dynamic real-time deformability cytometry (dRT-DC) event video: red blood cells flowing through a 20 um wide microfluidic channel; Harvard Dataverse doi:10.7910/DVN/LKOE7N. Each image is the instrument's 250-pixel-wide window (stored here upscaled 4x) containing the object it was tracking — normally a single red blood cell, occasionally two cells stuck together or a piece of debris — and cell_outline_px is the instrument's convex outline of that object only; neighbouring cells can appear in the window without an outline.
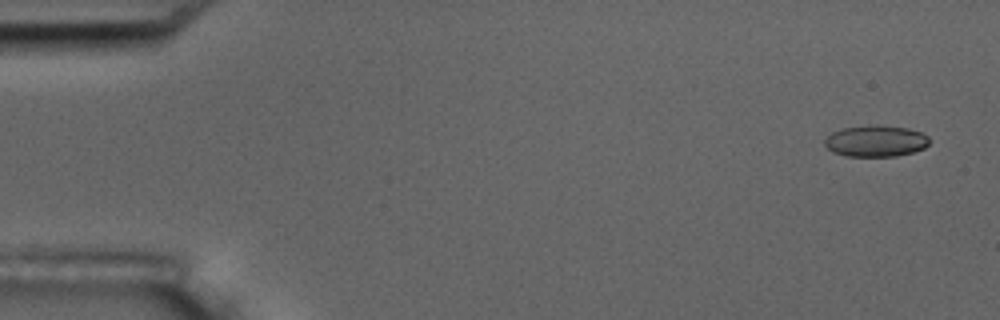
{"species": "common noctule bat (a hibernating species)", "species_latin": "Nyctalus noctula", "temperature_condition": "room temperature", "stored_images_in_passage": 5, "camera_frame_rate_fps": 3000, "um_per_image_px": 0.085, "animal": {"sex": "male", "body_mass_g": 17.5, "forearm_length_mm": 52.3}, "frame": {"image": 1, "passage_image": 1, "time_ms": 0.0, "image_size_px": [1000, 320], "cell_outline_px": [[928, 144], [924, 148], [912, 152], [896, 156], [844, 156], [832, 152], [824, 144], [824, 140], [832, 132], [844, 128], [872, 124], [876, 124], [908, 128], [920, 132], [928, 136]], "centroid_in_image_um": [74.42, 11.98], "position_along_channel_um": 10.6, "area_um2": 19.19}}
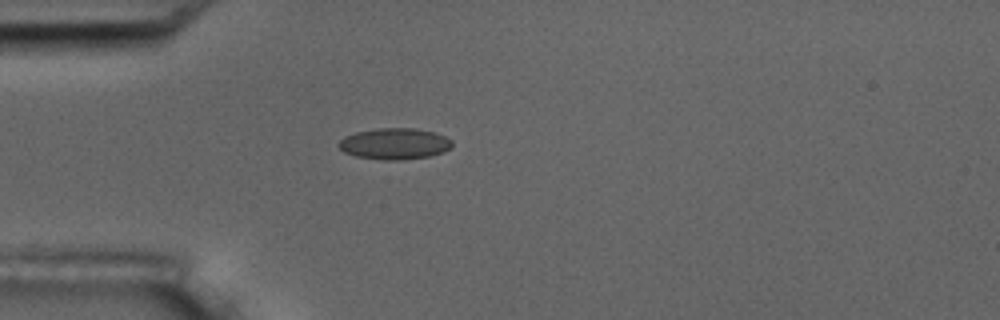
{"frame": {"image": 2, "passage_image": 5, "time_ms": 4.333, "image_size_px": [1000, 320], "cell_outline_px": [[452, 148], [444, 152], [428, 156], [400, 160], [384, 160], [356, 156], [344, 152], [336, 144], [344, 136], [356, 132], [376, 128], [416, 128], [436, 132], [452, 140]], "centroid_in_image_um": [33.55, 12.21], "position_along_channel_um": 51.5, "area_um2": 20.81}}